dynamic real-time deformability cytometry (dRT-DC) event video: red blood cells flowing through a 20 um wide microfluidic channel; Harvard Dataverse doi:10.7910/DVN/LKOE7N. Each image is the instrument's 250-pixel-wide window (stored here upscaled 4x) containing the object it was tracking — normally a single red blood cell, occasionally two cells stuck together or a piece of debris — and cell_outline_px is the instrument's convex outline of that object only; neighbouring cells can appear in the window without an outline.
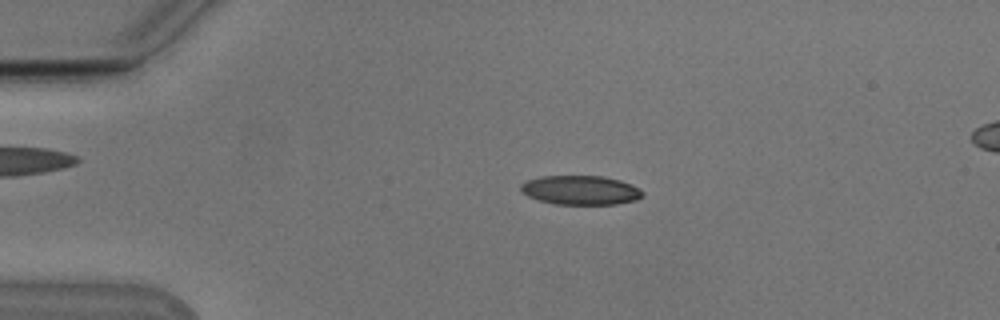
{"species": "Egyptian fruit bat (a non-hibernating species)", "species_latin": "Rousettus aegyptiacus", "temperature_condition": "cold", "stored_images_in_passage": 46, "camera_frame_rate_fps": 3000, "um_per_image_px": 0.085, "animal": {"sex": "male"}, "frame": {"image": 1, "passage_image": 4, "time_ms": 1.0, "image_size_px": [1000, 320], "cell_outline_px": [[644, 196], [636, 200], [616, 204], [556, 204], [540, 200], [528, 196], [520, 192], [520, 184], [528, 180], [540, 176], [604, 176], [620, 180], [632, 184], [644, 192]], "centroid_in_image_um": [49.36, 16.16], "position_along_channel_um": 35.6, "area_um2": 20.81}}
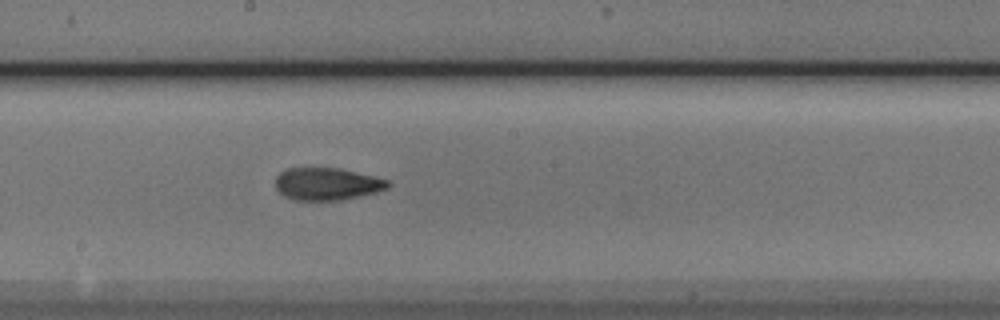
{"frame": {"image": 2, "passage_image": 22, "time_ms": 7.0, "image_size_px": [1000, 320], "cell_outline_px": [[392, 184], [388, 188], [376, 192], [360, 196], [340, 200], [292, 200], [284, 196], [276, 188], [276, 176], [280, 172], [288, 168], [336, 168], [372, 176], [388, 180]], "centroid_in_image_um": [27.78, 15.64], "position_along_channel_um": 220.4, "area_um2": 21.1}}
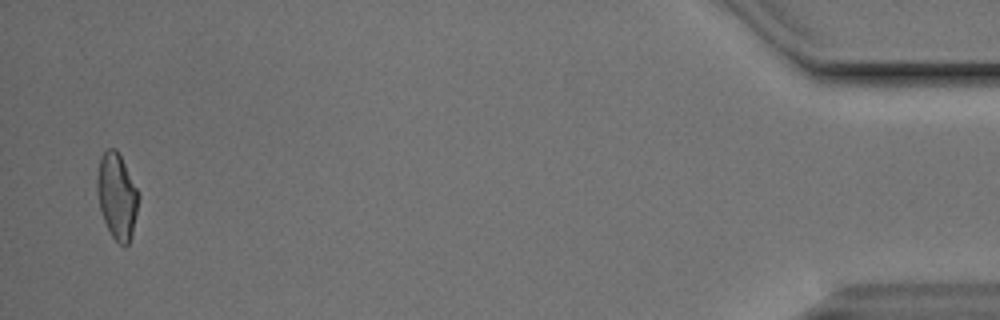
{"frame": {"image": 3, "passage_image": 45, "time_ms": 14.667, "image_size_px": [1000, 320], "cell_outline_px": [[140, 196], [132, 236], [128, 244], [124, 248], [112, 236], [104, 220], [100, 208], [96, 188], [96, 176], [100, 156], [108, 148], [116, 148]], "centroid_in_image_um": [9.93, 16.68], "position_along_channel_um": 425.3, "area_um2": 20.63}, "authors_computed_cell_mechanics": {"area_um2": 21.097, "velocity_mm_per_s": 3.7862, "shape_relaxation_time_tau1_ms": 7.2545, "shape_relaxation_time_tau2_ms": 1.6979, "deformation_change_tau1": 0.1802, "deformation_change_tau2": 0.082}}